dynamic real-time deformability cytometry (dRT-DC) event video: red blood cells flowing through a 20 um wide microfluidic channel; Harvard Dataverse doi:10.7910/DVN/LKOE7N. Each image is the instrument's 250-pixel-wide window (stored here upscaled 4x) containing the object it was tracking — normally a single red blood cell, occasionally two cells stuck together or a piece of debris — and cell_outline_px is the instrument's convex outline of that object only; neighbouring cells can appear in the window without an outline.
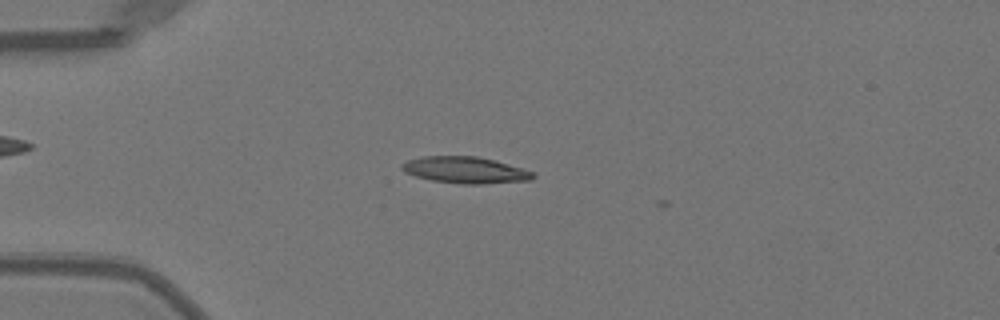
{"species": "Egyptian fruit bat (a non-hibernating species)", "species_latin": "Rousettus aegyptiacus", "temperature_condition": "warm", "stored_images_in_passage": 3, "camera_frame_rate_fps": 3000, "um_per_image_px": 0.085, "animal": {"sex": "female"}, "frame": {"image": 1, "passage_image": 2, "time_ms": 0.333, "image_size_px": [1000, 320], "cell_outline_px": [[536, 176], [532, 180], [480, 184], [460, 184], [432, 180], [416, 176], [404, 172], [400, 168], [400, 164], [408, 160], [420, 156], [476, 156], [492, 160], [536, 172]], "centroid_in_image_um": [39.53, 14.45], "position_along_channel_um": 45.5, "area_um2": 20.29}}